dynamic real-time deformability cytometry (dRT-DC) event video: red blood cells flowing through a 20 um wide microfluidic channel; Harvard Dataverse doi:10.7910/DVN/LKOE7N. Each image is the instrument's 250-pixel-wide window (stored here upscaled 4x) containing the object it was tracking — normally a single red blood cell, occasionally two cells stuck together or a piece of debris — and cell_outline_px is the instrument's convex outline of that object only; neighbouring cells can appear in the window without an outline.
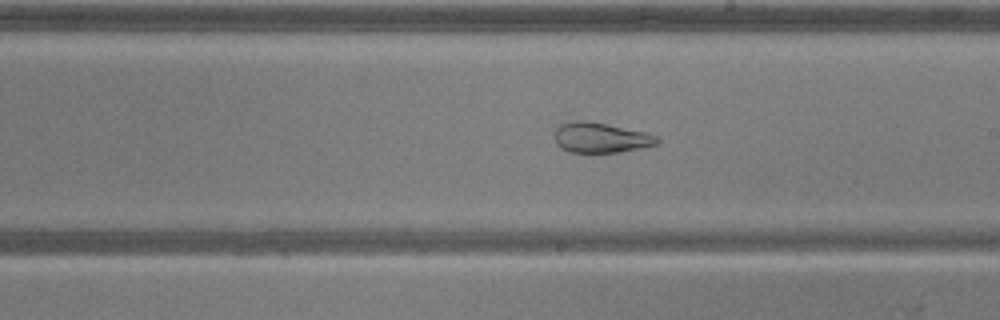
{"species": "common noctule bat (a hibernating species)", "species_latin": "Nyctalus noctula", "temperature_condition": "warm", "stored_images_in_passage": 53, "camera_frame_rate_fps": 3000, "um_per_image_px": 0.085, "animal": {"sex": "male", "body_mass_g": 20.5, "forearm_length_mm": 52.5}, "frame": {"image": 1, "passage_image": 30, "time_ms": 9.667, "image_size_px": [1000, 320], "cell_outline_px": [[660, 140], [656, 144], [640, 148], [620, 152], [568, 152], [560, 148], [556, 144], [556, 128], [560, 124], [576, 120], [584, 120], [644, 132], [656, 136]], "centroid_in_image_um": [51.03, 11.71], "position_along_channel_um": 238.0, "area_um2": 17.74}}
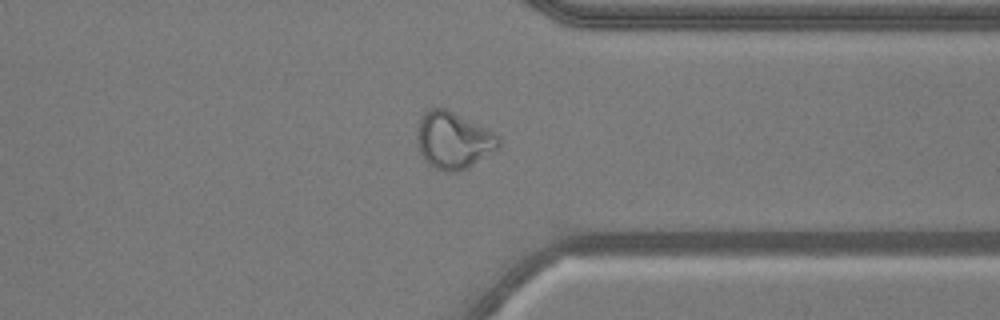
{"frame": {"image": 2, "passage_image": 41, "time_ms": 13.333, "image_size_px": [1000, 320], "cell_outline_px": [[500, 144], [496, 148], [468, 168], [456, 172], [444, 172], [428, 164], [424, 160], [420, 152], [416, 140], [416, 128], [424, 112], [428, 108], [444, 108], [492, 132], [500, 140]], "centroid_in_image_um": [38.45, 11.95], "position_along_channel_um": 372.9, "area_um2": 26.59}}
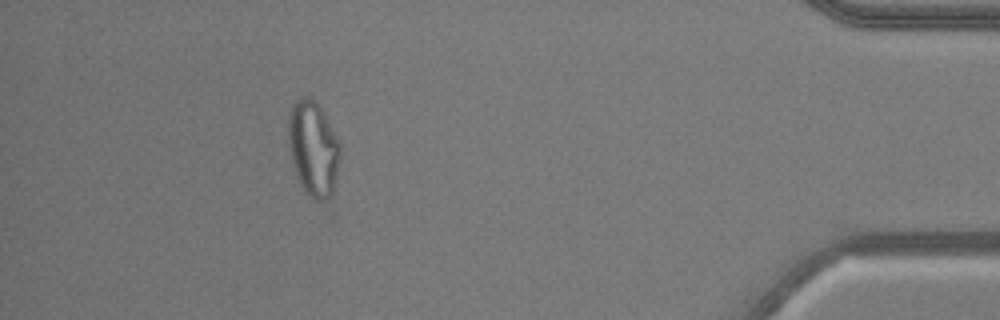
{"frame": {"image": 3, "passage_image": 48, "time_ms": 15.667, "image_size_px": [1000, 320], "cell_outline_px": [[340, 160], [332, 192], [328, 200], [312, 200], [304, 192], [296, 176], [292, 164], [288, 144], [288, 112], [292, 104], [300, 96], [308, 96], [320, 108], [336, 136], [340, 144]], "centroid_in_image_um": [26.59, 12.65], "position_along_channel_um": 408.6, "area_um2": 28.84}, "authors_computed_cell_mechanics": {"area_um2": 27.5128, "velocity_mm_per_s": 3.7579, "shape_relaxation_time_tau1_ms": null, "shape_relaxation_time_tau2_ms": 1.2515, "deformation_change_tau1": null, "deformation_change_tau2": 0.0841}}